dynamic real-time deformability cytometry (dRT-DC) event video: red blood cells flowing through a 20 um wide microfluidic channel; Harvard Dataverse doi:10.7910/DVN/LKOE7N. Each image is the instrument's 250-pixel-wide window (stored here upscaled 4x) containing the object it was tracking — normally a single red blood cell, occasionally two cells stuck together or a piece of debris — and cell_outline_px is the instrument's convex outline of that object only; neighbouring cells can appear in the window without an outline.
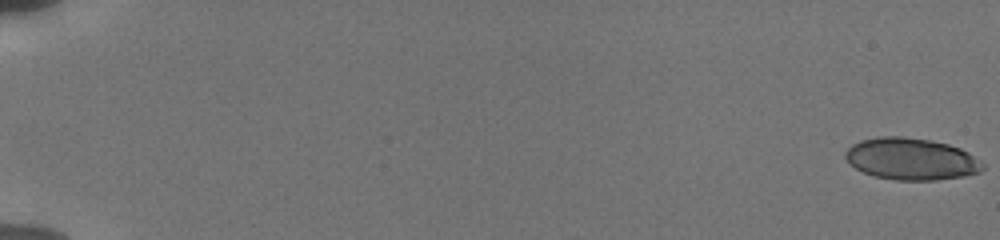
{"species": "human", "species_latin": "Homo sapiens", "temperature_condition": "cold", "stored_images_in_passage": 56, "camera_frame_rate_fps": 3000, "um_per_image_px": 0.085, "donor": {"sex": "male"}, "frame": {"image": 1, "passage_image": 1, "time_ms": 0.0, "image_size_px": [1000, 240], "cell_outline_px": [[984, 168], [980, 172], [964, 176], [936, 180], [896, 180], [872, 176], [856, 168], [844, 156], [844, 152], [852, 144], [860, 140], [880, 136], [904, 136], [928, 140], [948, 144], [960, 148], [968, 152], [980, 160], [984, 164]], "centroid_in_image_um": [77.46, 13.51], "position_along_channel_um": 7.5, "area_um2": 33.58}}
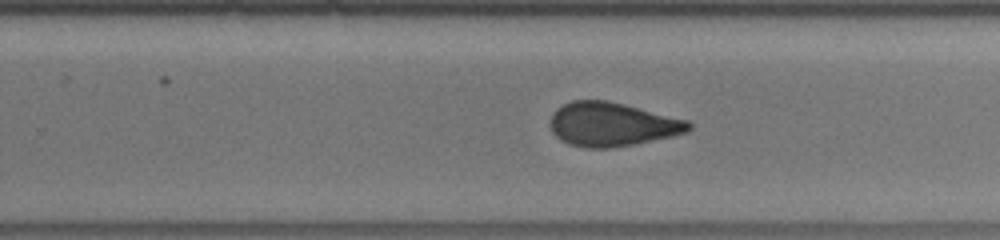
{"frame": {"image": 2, "passage_image": 38, "time_ms": 12.333, "image_size_px": [1000, 240], "cell_outline_px": [[692, 128], [684, 132], [672, 136], [632, 144], [608, 148], [588, 148], [568, 144], [560, 140], [552, 132], [548, 124], [552, 112], [556, 108], [572, 100], [608, 100], [688, 120], [692, 124]], "centroid_in_image_um": [51.96, 10.56], "position_along_channel_um": 277.8, "area_um2": 35.43}}
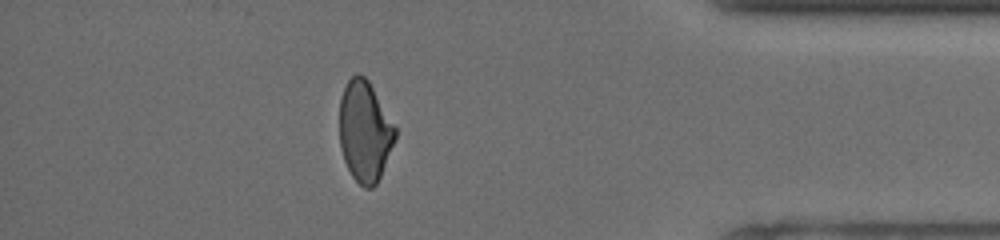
{"frame": {"image": 3, "passage_image": 50, "time_ms": 16.333, "image_size_px": [1000, 240], "cell_outline_px": [[396, 136], [380, 176], [376, 184], [372, 188], [364, 188], [352, 176], [344, 160], [340, 148], [340, 100], [344, 88], [348, 80], [356, 72], [364, 76], [368, 80], [396, 128]], "centroid_in_image_um": [30.99, 11.16], "position_along_channel_um": 404.2, "area_um2": 32.31}, "authors_computed_cell_mechanics": {"area_um2": 34.7378, "velocity_mm_per_s": 3.8545, "shape_relaxation_time_tau1_ms": 8.4721, "shape_relaxation_time_tau2_ms": 1.4852, "deformation_change_tau1": 0.1519, "deformation_change_tau2": 0.085}}